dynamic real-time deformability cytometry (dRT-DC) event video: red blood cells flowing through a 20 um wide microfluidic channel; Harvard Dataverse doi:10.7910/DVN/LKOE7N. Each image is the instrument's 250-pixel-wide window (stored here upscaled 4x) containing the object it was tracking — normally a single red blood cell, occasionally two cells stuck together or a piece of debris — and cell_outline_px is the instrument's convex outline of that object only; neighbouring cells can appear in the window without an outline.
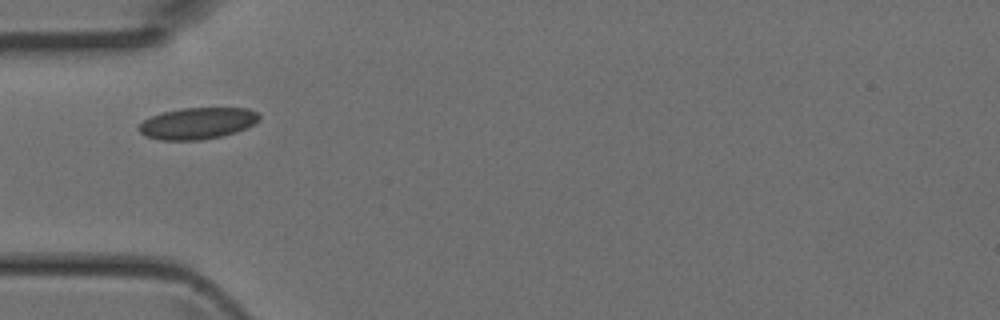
{"species": "Egyptian fruit bat (a non-hibernating species)", "species_latin": "Rousettus aegyptiacus", "temperature_condition": "room temperature", "stored_images_in_passage": 2, "camera_frame_rate_fps": 3000, "um_per_image_px": 0.085, "animal": {"sex": "female"}, "frame": {"image": 1, "passage_image": 2, "time_ms": 0.333, "image_size_px": [1000, 320], "cell_outline_px": [[260, 120], [236, 132], [220, 136], [200, 140], [160, 140], [148, 136], [140, 132], [136, 128], [144, 120], [152, 116], [164, 112], [180, 108], [248, 108], [256, 112], [260, 116]], "centroid_in_image_um": [16.78, 10.48], "position_along_channel_um": 68.2, "area_um2": 21.91}}